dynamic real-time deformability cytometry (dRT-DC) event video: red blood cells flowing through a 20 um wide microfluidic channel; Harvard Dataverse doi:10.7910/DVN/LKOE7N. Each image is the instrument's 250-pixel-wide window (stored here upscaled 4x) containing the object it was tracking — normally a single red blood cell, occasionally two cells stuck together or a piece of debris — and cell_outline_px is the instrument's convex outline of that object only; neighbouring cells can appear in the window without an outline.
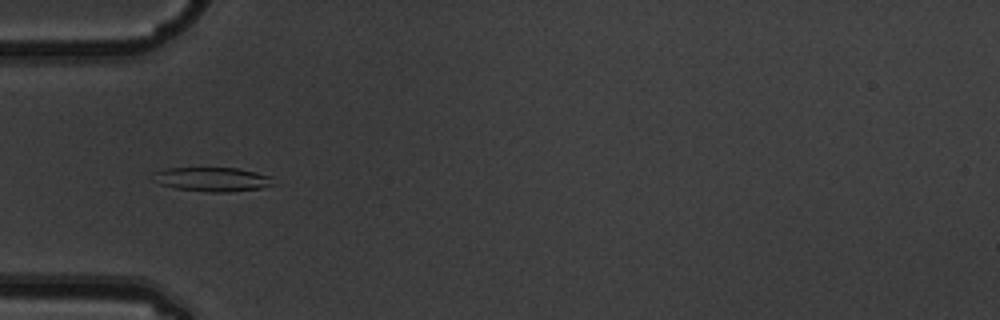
{"species": "common noctule bat (a hibernating species)", "species_latin": "Nyctalus noctula", "temperature_condition": "warm", "stored_images_in_passage": 5, "camera_frame_rate_fps": 3000, "um_per_image_px": 0.085, "animal": {"sex": "male", "body_mass_g": 19.5, "forearm_length_mm": 54.6}, "frame": {"image": 1, "passage_image": 3, "time_ms": 0.667, "image_size_px": [1000, 320], "cell_outline_px": [[272, 184], [260, 188], [228, 192], [208, 192], [176, 188], [160, 184], [152, 180], [152, 172], [168, 168], [240, 168], [272, 176]], "centroid_in_image_um": [18.0, 15.23], "position_along_channel_um": 67.0, "area_um2": 16.94}}
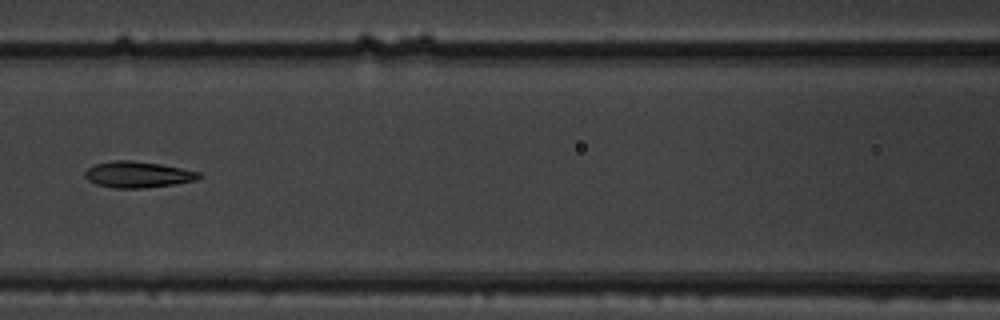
{"frame": {"image": 2, "passage_image": 5, "time_ms": 1.333, "image_size_px": [1000, 320], "cell_outline_px": [[204, 176], [196, 180], [172, 184], [144, 188], [116, 188], [96, 184], [88, 180], [84, 176], [84, 172], [88, 168], [96, 164], [112, 160], [128, 160], [160, 164], [200, 172]], "centroid_in_image_um": [11.71, 14.83], "position_along_channel_um": 154.9, "area_um2": 17.28}}